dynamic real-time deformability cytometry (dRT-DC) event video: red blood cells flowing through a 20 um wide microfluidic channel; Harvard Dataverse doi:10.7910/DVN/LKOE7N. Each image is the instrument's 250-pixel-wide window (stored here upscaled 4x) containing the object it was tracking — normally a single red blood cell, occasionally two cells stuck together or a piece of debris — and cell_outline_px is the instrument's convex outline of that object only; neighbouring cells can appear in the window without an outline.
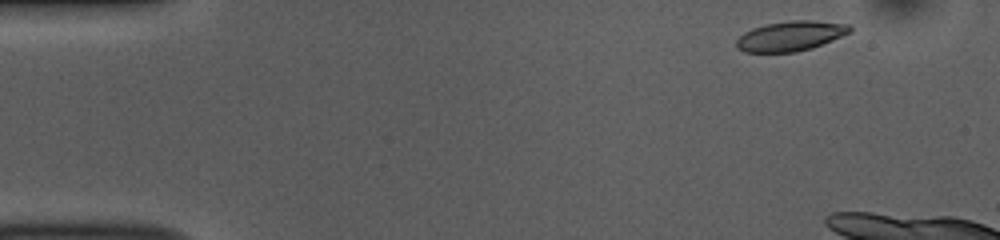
{"species": "common noctule bat (a hibernating species)", "species_latin": "Nyctalus noctula", "temperature_condition": "room temperature", "stored_images_in_passage": 10, "camera_frame_rate_fps": 3000, "um_per_image_px": 0.085, "animal": {"sex": "female", "body_mass_g": 10.0, "forearm_length_mm": 53.1}, "frame": {"image": 1, "passage_image": 2, "time_ms": 0.333, "image_size_px": [1000, 240], "cell_outline_px": [[852, 32], [812, 48], [796, 52], [744, 52], [736, 48], [736, 40], [744, 32], [752, 28], [768, 24], [792, 20], [812, 20], [848, 24], [852, 28]], "centroid_in_image_um": [67.2, 3.06], "position_along_channel_um": 17.8, "area_um2": 19.77}}